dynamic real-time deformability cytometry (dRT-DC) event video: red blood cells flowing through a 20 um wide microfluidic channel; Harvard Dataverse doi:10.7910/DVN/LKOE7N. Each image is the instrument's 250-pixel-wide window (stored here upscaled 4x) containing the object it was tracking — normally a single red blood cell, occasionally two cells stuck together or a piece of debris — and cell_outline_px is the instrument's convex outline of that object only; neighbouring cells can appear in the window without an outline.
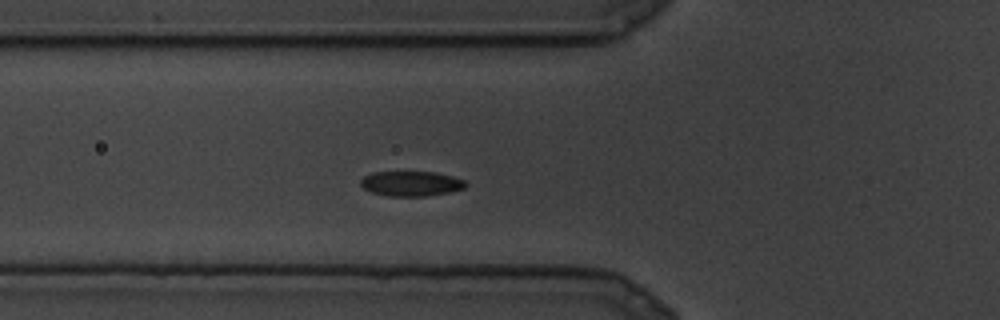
{"species": "common noctule bat (a hibernating species)", "species_latin": "Nyctalus noctula", "temperature_condition": "cold", "stored_images_in_passage": 8, "camera_frame_rate_fps": 3000, "um_per_image_px": 0.085, "animal": {"sex": "male", "body_mass_g": 19.5, "forearm_length_mm": 54.6}, "frame": {"image": 1, "passage_image": 6, "time_ms": 1.667, "image_size_px": [1000, 320], "cell_outline_px": [[468, 184], [464, 188], [448, 192], [428, 196], [388, 196], [372, 192], [364, 188], [360, 184], [360, 180], [364, 176], [372, 172], [436, 172], [452, 176], [464, 180]], "centroid_in_image_um": [34.94, 15.6], "position_along_channel_um": 90.9, "area_um2": 15.26}}
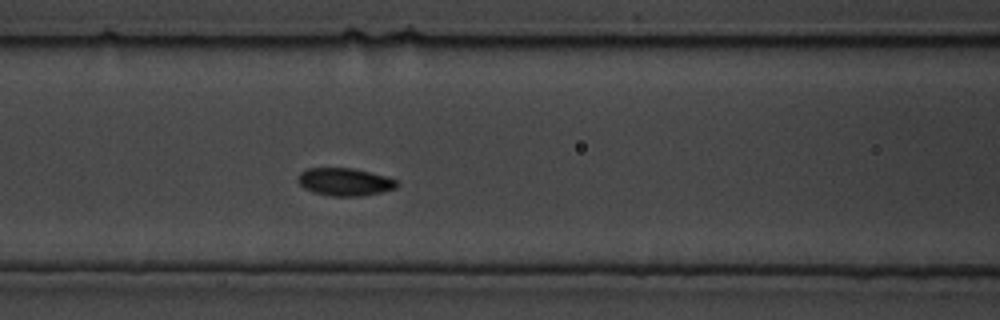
{"frame": {"image": 2, "passage_image": 8, "time_ms": 2.333, "image_size_px": [1000, 320], "cell_outline_px": [[396, 188], [380, 192], [360, 196], [332, 196], [312, 192], [304, 188], [296, 180], [296, 176], [300, 172], [308, 168], [352, 168], [384, 176], [396, 180]], "centroid_in_image_um": [29.22, 15.46], "position_along_channel_um": 137.4, "area_um2": 15.84}}